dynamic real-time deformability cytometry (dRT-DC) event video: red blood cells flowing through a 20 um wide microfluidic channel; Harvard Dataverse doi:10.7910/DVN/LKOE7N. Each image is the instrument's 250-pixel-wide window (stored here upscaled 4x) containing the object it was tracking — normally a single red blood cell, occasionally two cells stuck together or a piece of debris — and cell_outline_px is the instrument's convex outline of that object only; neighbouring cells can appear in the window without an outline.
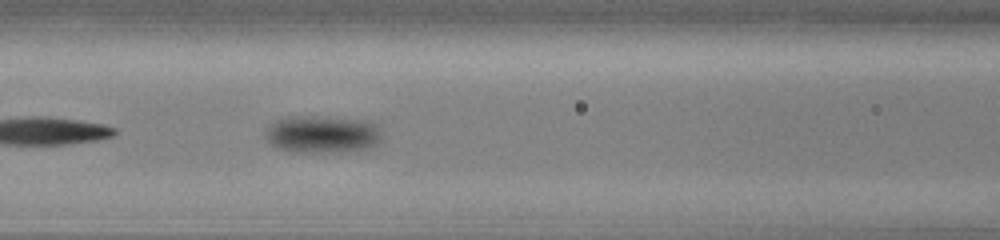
{"species": "common noctule bat (a hibernating species)", "species_latin": "Nyctalus noctula", "temperature_condition": "cold", "stored_images_in_passage": 14, "camera_frame_rate_fps": 3000, "um_per_image_px": 0.085, "animal": {"sex": "male", "body_mass_g": 13.0, "forearm_length_mm": 53.1}, "frame": {"image": 1, "passage_image": 7, "time_ms": 2.0, "image_size_px": [1000, 240], "cell_outline_px": [[380, 140], [372, 148], [332, 152], [292, 152], [276, 148], [268, 140], [268, 128], [276, 120], [288, 116], [312, 116], [364, 120], [372, 124], [376, 128], [380, 136]], "centroid_in_image_um": [27.37, 11.42], "position_along_channel_um": 139.2, "area_um2": 24.91}}